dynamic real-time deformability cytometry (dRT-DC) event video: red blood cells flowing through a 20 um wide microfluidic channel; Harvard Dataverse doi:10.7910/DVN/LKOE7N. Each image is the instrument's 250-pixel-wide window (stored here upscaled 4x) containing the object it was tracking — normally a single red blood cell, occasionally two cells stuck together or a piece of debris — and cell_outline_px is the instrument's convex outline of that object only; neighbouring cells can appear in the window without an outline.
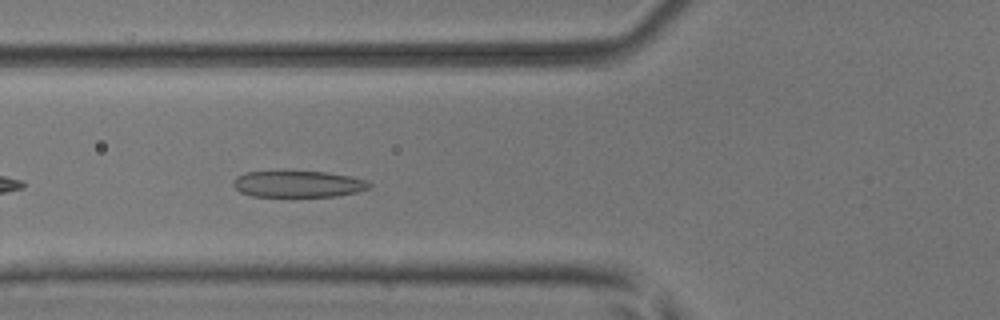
{"species": "common noctule bat (a hibernating species)", "species_latin": "Nyctalus noctula", "temperature_condition": "room temperature", "stored_images_in_passage": 37, "camera_frame_rate_fps": 3000, "um_per_image_px": 0.085, "animal": {"sex": "male", "body_mass_g": 17.9, "forearm_length_mm": 54.2}, "frame": {"image": 1, "passage_image": 5, "time_ms": 1.333, "image_size_px": [1000, 320], "cell_outline_px": [[372, 184], [368, 188], [356, 192], [336, 196], [252, 196], [240, 192], [232, 184], [236, 176], [244, 172], [328, 172], [368, 180]], "centroid_in_image_um": [25.34, 15.64], "position_along_channel_um": 100.5, "area_um2": 20.75}}
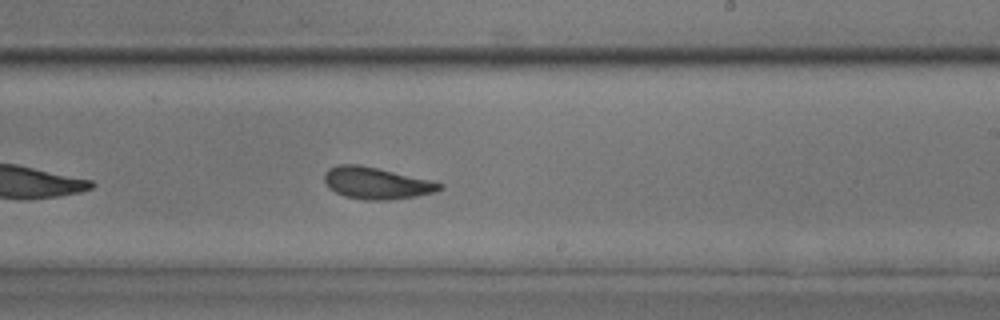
{"frame": {"image": 2, "passage_image": 17, "time_ms": 5.333, "image_size_px": [1000, 320], "cell_outline_px": [[444, 188], [436, 192], [416, 196], [388, 200], [364, 200], [344, 196], [328, 188], [324, 180], [324, 172], [328, 168], [340, 164], [360, 164], [432, 180], [444, 184]], "centroid_in_image_um": [32.0, 15.56], "position_along_channel_um": 257.0, "area_um2": 21.62}}
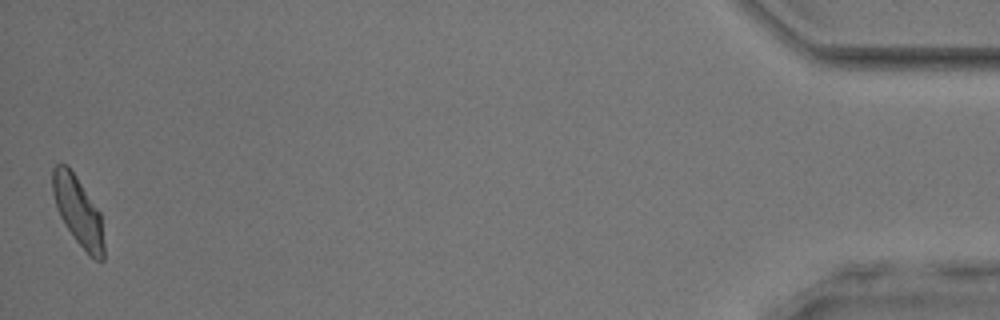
{"frame": {"image": 3, "passage_image": 37, "time_ms": 12.0, "image_size_px": [1000, 320], "cell_outline_px": [[104, 260], [96, 260], [76, 240], [64, 224], [56, 208], [52, 192], [52, 168], [56, 164], [68, 164], [100, 212], [104, 244]], "centroid_in_image_um": [6.61, 17.9], "position_along_channel_um": 428.6, "area_um2": 20.46}, "authors_computed_cell_mechanics": {"area_um2": 20.8658, "velocity_mm_per_s": 3.926, "shape_relaxation_time_tau1_ms": 3.7398, "shape_relaxation_time_tau2_ms": 1.5506, "deformation_change_tau1": 0.1509, "deformation_change_tau2": 0.0992}}